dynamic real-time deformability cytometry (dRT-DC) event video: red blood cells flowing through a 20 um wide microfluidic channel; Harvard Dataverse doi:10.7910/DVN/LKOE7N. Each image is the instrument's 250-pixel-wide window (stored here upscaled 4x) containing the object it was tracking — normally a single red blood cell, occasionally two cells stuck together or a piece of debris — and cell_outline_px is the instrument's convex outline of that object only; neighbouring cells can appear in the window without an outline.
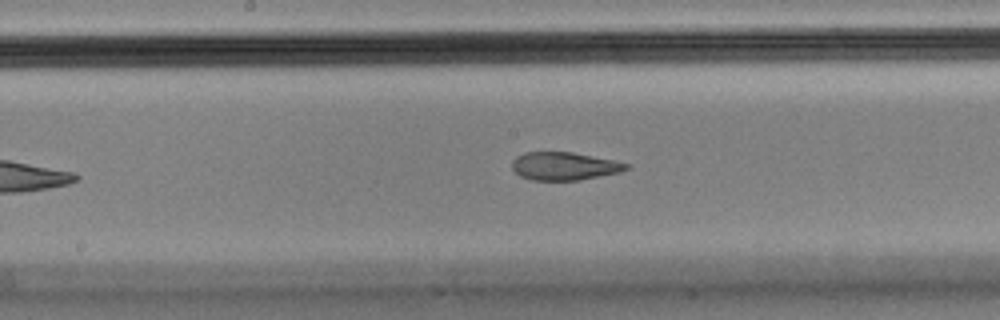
{"species": "Egyptian fruit bat (a non-hibernating species)", "species_latin": "Rousettus aegyptiacus", "temperature_condition": "cold", "stored_images_in_passage": 30, "camera_frame_rate_fps": 3000, "um_per_image_px": 0.085, "animal": {"sex": "male"}, "frame": {"image": 1, "passage_image": 18, "time_ms": 5.667, "image_size_px": [1000, 320], "cell_outline_px": [[628, 168], [620, 172], [580, 180], [532, 180], [520, 176], [512, 168], [512, 160], [516, 156], [524, 152], [572, 152], [612, 160], [628, 164]], "centroid_in_image_um": [47.92, 14.12], "position_along_channel_um": 200.3, "area_um2": 18.5}}